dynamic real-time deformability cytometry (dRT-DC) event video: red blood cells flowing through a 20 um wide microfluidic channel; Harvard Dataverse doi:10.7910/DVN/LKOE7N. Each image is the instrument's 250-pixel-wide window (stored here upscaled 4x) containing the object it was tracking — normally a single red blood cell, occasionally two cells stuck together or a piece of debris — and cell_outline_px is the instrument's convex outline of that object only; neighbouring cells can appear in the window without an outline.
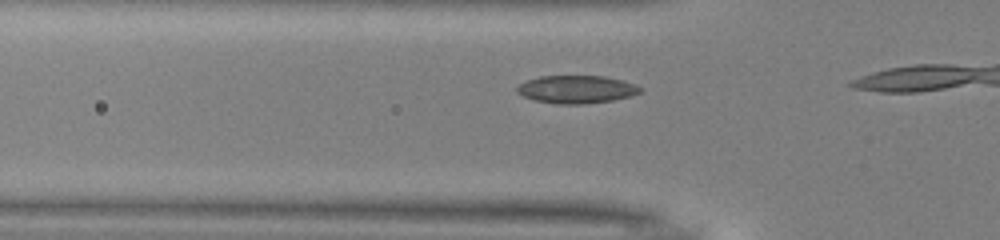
{"species": "common noctule bat (a hibernating species)", "species_latin": "Nyctalus noctula", "temperature_condition": "warm", "stored_images_in_passage": 14, "camera_frame_rate_fps": 3000, "um_per_image_px": 0.085, "animal": {"sex": "male", "body_mass_g": 13.0, "forearm_length_mm": 53.1}, "frame": {"image": 1, "passage_image": 12, "time_ms": 3.667, "image_size_px": [1000, 240], "cell_outline_px": [[644, 88], [640, 92], [632, 96], [612, 100], [580, 104], [556, 104], [536, 100], [524, 96], [516, 92], [516, 88], [520, 84], [528, 80], [540, 76], [604, 76], [636, 84]], "centroid_in_image_um": [49.03, 7.59], "position_along_channel_um": 76.8, "area_um2": 19.88}}